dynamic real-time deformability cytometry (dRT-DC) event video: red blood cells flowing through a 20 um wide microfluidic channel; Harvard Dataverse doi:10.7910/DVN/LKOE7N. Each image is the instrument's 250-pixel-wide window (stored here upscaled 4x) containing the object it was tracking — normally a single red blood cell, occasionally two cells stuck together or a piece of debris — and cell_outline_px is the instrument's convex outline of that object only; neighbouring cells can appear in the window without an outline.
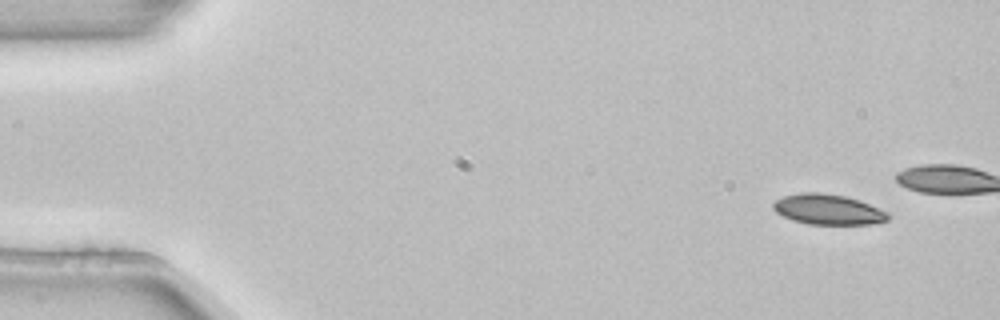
{"species": "common noctule bat (a hibernating species)", "species_latin": "Nyctalus noctula", "temperature_condition": "room temperature", "stored_images_in_passage": 5, "camera_frame_rate_fps": 3000, "um_per_image_px": 0.085, "animal": {"sex": "female", "body_mass_g": 22.7, "forearm_length_mm": 54.2}, "frame": {"image": 1, "passage_image": 1, "time_ms": 0.0, "image_size_px": [1000, 320], "cell_outline_px": [[888, 220], [872, 224], [808, 224], [792, 220], [776, 212], [772, 208], [772, 204], [776, 200], [784, 196], [800, 192], [820, 192], [844, 196], [860, 200], [888, 212]], "centroid_in_image_um": [70.37, 17.8], "position_along_channel_um": 14.6, "area_um2": 20.29}}
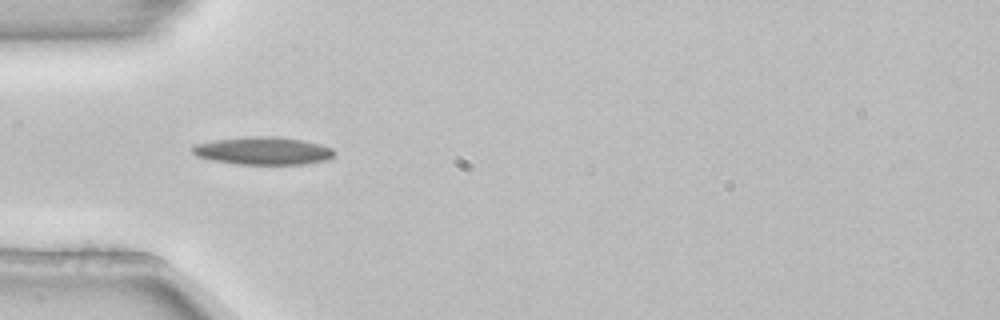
{"frame": {"image": 2, "passage_image": 4, "time_ms": 1.0, "image_size_px": [1000, 320], "cell_outline_px": [[336, 152], [328, 160], [308, 164], [236, 164], [212, 160], [196, 156], [192, 152], [192, 144], [216, 140], [248, 136], [276, 136], [304, 140], [320, 144], [332, 148]], "centroid_in_image_um": [22.37, 12.82], "position_along_channel_um": 62.6, "area_um2": 23.18}}